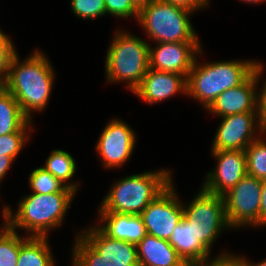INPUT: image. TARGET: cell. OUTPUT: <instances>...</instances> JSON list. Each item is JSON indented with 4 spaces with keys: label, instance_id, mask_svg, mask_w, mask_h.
Returning a JSON list of instances; mask_svg holds the SVG:
<instances>
[{
    "label": "cell",
    "instance_id": "20",
    "mask_svg": "<svg viewBox=\"0 0 266 266\" xmlns=\"http://www.w3.org/2000/svg\"><path fill=\"white\" fill-rule=\"evenodd\" d=\"M49 240L50 237L26 236L21 233L17 266H56Z\"/></svg>",
    "mask_w": 266,
    "mask_h": 266
},
{
    "label": "cell",
    "instance_id": "37",
    "mask_svg": "<svg viewBox=\"0 0 266 266\" xmlns=\"http://www.w3.org/2000/svg\"><path fill=\"white\" fill-rule=\"evenodd\" d=\"M198 266H239L230 256L226 258H217L214 261L204 263Z\"/></svg>",
    "mask_w": 266,
    "mask_h": 266
},
{
    "label": "cell",
    "instance_id": "8",
    "mask_svg": "<svg viewBox=\"0 0 266 266\" xmlns=\"http://www.w3.org/2000/svg\"><path fill=\"white\" fill-rule=\"evenodd\" d=\"M262 180L246 174L223 195L229 226L233 230L260 229Z\"/></svg>",
    "mask_w": 266,
    "mask_h": 266
},
{
    "label": "cell",
    "instance_id": "15",
    "mask_svg": "<svg viewBox=\"0 0 266 266\" xmlns=\"http://www.w3.org/2000/svg\"><path fill=\"white\" fill-rule=\"evenodd\" d=\"M257 82L252 73L242 84L225 90L205 110L217 118L258 111Z\"/></svg>",
    "mask_w": 266,
    "mask_h": 266
},
{
    "label": "cell",
    "instance_id": "23",
    "mask_svg": "<svg viewBox=\"0 0 266 266\" xmlns=\"http://www.w3.org/2000/svg\"><path fill=\"white\" fill-rule=\"evenodd\" d=\"M247 174L259 180L266 179V130L246 148Z\"/></svg>",
    "mask_w": 266,
    "mask_h": 266
},
{
    "label": "cell",
    "instance_id": "12",
    "mask_svg": "<svg viewBox=\"0 0 266 266\" xmlns=\"http://www.w3.org/2000/svg\"><path fill=\"white\" fill-rule=\"evenodd\" d=\"M216 161L215 167L207 171L201 187L211 194L223 196L246 174L245 150L210 151Z\"/></svg>",
    "mask_w": 266,
    "mask_h": 266
},
{
    "label": "cell",
    "instance_id": "13",
    "mask_svg": "<svg viewBox=\"0 0 266 266\" xmlns=\"http://www.w3.org/2000/svg\"><path fill=\"white\" fill-rule=\"evenodd\" d=\"M202 47V42L151 43L149 68L188 77Z\"/></svg>",
    "mask_w": 266,
    "mask_h": 266
},
{
    "label": "cell",
    "instance_id": "35",
    "mask_svg": "<svg viewBox=\"0 0 266 266\" xmlns=\"http://www.w3.org/2000/svg\"><path fill=\"white\" fill-rule=\"evenodd\" d=\"M261 192L260 229H263L266 227V179L262 180Z\"/></svg>",
    "mask_w": 266,
    "mask_h": 266
},
{
    "label": "cell",
    "instance_id": "21",
    "mask_svg": "<svg viewBox=\"0 0 266 266\" xmlns=\"http://www.w3.org/2000/svg\"><path fill=\"white\" fill-rule=\"evenodd\" d=\"M19 129H35L20 109L19 103L4 87L0 91V136L15 133Z\"/></svg>",
    "mask_w": 266,
    "mask_h": 266
},
{
    "label": "cell",
    "instance_id": "5",
    "mask_svg": "<svg viewBox=\"0 0 266 266\" xmlns=\"http://www.w3.org/2000/svg\"><path fill=\"white\" fill-rule=\"evenodd\" d=\"M119 28L114 30L106 50L105 82L125 83V88L133 93L149 70V43L132 31Z\"/></svg>",
    "mask_w": 266,
    "mask_h": 266
},
{
    "label": "cell",
    "instance_id": "26",
    "mask_svg": "<svg viewBox=\"0 0 266 266\" xmlns=\"http://www.w3.org/2000/svg\"><path fill=\"white\" fill-rule=\"evenodd\" d=\"M34 129H19L15 133L0 136V156L6 155L12 157L15 161L20 153L24 150L26 144L29 143L31 133Z\"/></svg>",
    "mask_w": 266,
    "mask_h": 266
},
{
    "label": "cell",
    "instance_id": "25",
    "mask_svg": "<svg viewBox=\"0 0 266 266\" xmlns=\"http://www.w3.org/2000/svg\"><path fill=\"white\" fill-rule=\"evenodd\" d=\"M193 225L195 238H197L210 252H212L215 243L225 231H233L228 223H203L187 221Z\"/></svg>",
    "mask_w": 266,
    "mask_h": 266
},
{
    "label": "cell",
    "instance_id": "31",
    "mask_svg": "<svg viewBox=\"0 0 266 266\" xmlns=\"http://www.w3.org/2000/svg\"><path fill=\"white\" fill-rule=\"evenodd\" d=\"M265 69L266 64H264L261 60L258 61L255 59L252 73L254 74V77L256 79L257 87H260L259 89H257L258 111L261 123L266 129V79H263L264 74H266Z\"/></svg>",
    "mask_w": 266,
    "mask_h": 266
},
{
    "label": "cell",
    "instance_id": "2",
    "mask_svg": "<svg viewBox=\"0 0 266 266\" xmlns=\"http://www.w3.org/2000/svg\"><path fill=\"white\" fill-rule=\"evenodd\" d=\"M203 48L187 77L186 97L194 99L205 111L218 95L239 86L252 74L255 59L232 58L210 62L203 59L201 62V55H205Z\"/></svg>",
    "mask_w": 266,
    "mask_h": 266
},
{
    "label": "cell",
    "instance_id": "22",
    "mask_svg": "<svg viewBox=\"0 0 266 266\" xmlns=\"http://www.w3.org/2000/svg\"><path fill=\"white\" fill-rule=\"evenodd\" d=\"M71 153L62 149H52L49 156L41 166L51 173L66 187L71 188L76 193L80 190V181L73 180L77 171V162ZM73 180V181H72Z\"/></svg>",
    "mask_w": 266,
    "mask_h": 266
},
{
    "label": "cell",
    "instance_id": "14",
    "mask_svg": "<svg viewBox=\"0 0 266 266\" xmlns=\"http://www.w3.org/2000/svg\"><path fill=\"white\" fill-rule=\"evenodd\" d=\"M187 96V77L149 68L141 85L133 92L137 98L152 106L176 95Z\"/></svg>",
    "mask_w": 266,
    "mask_h": 266
},
{
    "label": "cell",
    "instance_id": "27",
    "mask_svg": "<svg viewBox=\"0 0 266 266\" xmlns=\"http://www.w3.org/2000/svg\"><path fill=\"white\" fill-rule=\"evenodd\" d=\"M21 234L10 229L0 240V266H17Z\"/></svg>",
    "mask_w": 266,
    "mask_h": 266
},
{
    "label": "cell",
    "instance_id": "18",
    "mask_svg": "<svg viewBox=\"0 0 266 266\" xmlns=\"http://www.w3.org/2000/svg\"><path fill=\"white\" fill-rule=\"evenodd\" d=\"M183 218L203 223H228L223 196L206 192L202 187L185 203L182 201Z\"/></svg>",
    "mask_w": 266,
    "mask_h": 266
},
{
    "label": "cell",
    "instance_id": "11",
    "mask_svg": "<svg viewBox=\"0 0 266 266\" xmlns=\"http://www.w3.org/2000/svg\"><path fill=\"white\" fill-rule=\"evenodd\" d=\"M266 129L259 112H246L220 117V123L211 141L210 151L245 150Z\"/></svg>",
    "mask_w": 266,
    "mask_h": 266
},
{
    "label": "cell",
    "instance_id": "10",
    "mask_svg": "<svg viewBox=\"0 0 266 266\" xmlns=\"http://www.w3.org/2000/svg\"><path fill=\"white\" fill-rule=\"evenodd\" d=\"M175 182L158 195L140 214L148 235L169 240L183 218L182 200Z\"/></svg>",
    "mask_w": 266,
    "mask_h": 266
},
{
    "label": "cell",
    "instance_id": "7",
    "mask_svg": "<svg viewBox=\"0 0 266 266\" xmlns=\"http://www.w3.org/2000/svg\"><path fill=\"white\" fill-rule=\"evenodd\" d=\"M89 224L76 230L71 249L84 266H140L136 244L109 237L96 224Z\"/></svg>",
    "mask_w": 266,
    "mask_h": 266
},
{
    "label": "cell",
    "instance_id": "19",
    "mask_svg": "<svg viewBox=\"0 0 266 266\" xmlns=\"http://www.w3.org/2000/svg\"><path fill=\"white\" fill-rule=\"evenodd\" d=\"M140 266H188L166 239L146 235L137 244Z\"/></svg>",
    "mask_w": 266,
    "mask_h": 266
},
{
    "label": "cell",
    "instance_id": "16",
    "mask_svg": "<svg viewBox=\"0 0 266 266\" xmlns=\"http://www.w3.org/2000/svg\"><path fill=\"white\" fill-rule=\"evenodd\" d=\"M170 245L176 250L179 256L188 266H198L214 261L217 258L229 257L233 252L222 250L212 257V253L197 239L193 231V225L184 218L173 230Z\"/></svg>",
    "mask_w": 266,
    "mask_h": 266
},
{
    "label": "cell",
    "instance_id": "28",
    "mask_svg": "<svg viewBox=\"0 0 266 266\" xmlns=\"http://www.w3.org/2000/svg\"><path fill=\"white\" fill-rule=\"evenodd\" d=\"M69 4L76 18L89 21L106 17L105 0H70Z\"/></svg>",
    "mask_w": 266,
    "mask_h": 266
},
{
    "label": "cell",
    "instance_id": "30",
    "mask_svg": "<svg viewBox=\"0 0 266 266\" xmlns=\"http://www.w3.org/2000/svg\"><path fill=\"white\" fill-rule=\"evenodd\" d=\"M10 35L0 29V80L5 81L11 61L18 53L14 41Z\"/></svg>",
    "mask_w": 266,
    "mask_h": 266
},
{
    "label": "cell",
    "instance_id": "32",
    "mask_svg": "<svg viewBox=\"0 0 266 266\" xmlns=\"http://www.w3.org/2000/svg\"><path fill=\"white\" fill-rule=\"evenodd\" d=\"M177 7L183 8L193 13H198L202 9L209 8L211 6V0H163Z\"/></svg>",
    "mask_w": 266,
    "mask_h": 266
},
{
    "label": "cell",
    "instance_id": "34",
    "mask_svg": "<svg viewBox=\"0 0 266 266\" xmlns=\"http://www.w3.org/2000/svg\"><path fill=\"white\" fill-rule=\"evenodd\" d=\"M14 162L15 160L10 156H0V186L5 177H7V174H9L8 172L11 167H13L12 165H14Z\"/></svg>",
    "mask_w": 266,
    "mask_h": 266
},
{
    "label": "cell",
    "instance_id": "36",
    "mask_svg": "<svg viewBox=\"0 0 266 266\" xmlns=\"http://www.w3.org/2000/svg\"><path fill=\"white\" fill-rule=\"evenodd\" d=\"M1 209V219L3 220L2 224H0V240L4 237V235L11 229L10 217L8 213V204L2 205Z\"/></svg>",
    "mask_w": 266,
    "mask_h": 266
},
{
    "label": "cell",
    "instance_id": "38",
    "mask_svg": "<svg viewBox=\"0 0 266 266\" xmlns=\"http://www.w3.org/2000/svg\"><path fill=\"white\" fill-rule=\"evenodd\" d=\"M240 1H242L243 3H248L249 5L251 4V5H255V4H265L266 3V0H240Z\"/></svg>",
    "mask_w": 266,
    "mask_h": 266
},
{
    "label": "cell",
    "instance_id": "9",
    "mask_svg": "<svg viewBox=\"0 0 266 266\" xmlns=\"http://www.w3.org/2000/svg\"><path fill=\"white\" fill-rule=\"evenodd\" d=\"M102 128L95 144V151L102 167L119 170L129 162L137 145V133L119 117L109 119Z\"/></svg>",
    "mask_w": 266,
    "mask_h": 266
},
{
    "label": "cell",
    "instance_id": "29",
    "mask_svg": "<svg viewBox=\"0 0 266 266\" xmlns=\"http://www.w3.org/2000/svg\"><path fill=\"white\" fill-rule=\"evenodd\" d=\"M106 15L117 19H138L139 8L132 0H105Z\"/></svg>",
    "mask_w": 266,
    "mask_h": 266
},
{
    "label": "cell",
    "instance_id": "33",
    "mask_svg": "<svg viewBox=\"0 0 266 266\" xmlns=\"http://www.w3.org/2000/svg\"><path fill=\"white\" fill-rule=\"evenodd\" d=\"M230 257L239 265V266H266V258L261 261H251V259L245 255L232 253Z\"/></svg>",
    "mask_w": 266,
    "mask_h": 266
},
{
    "label": "cell",
    "instance_id": "40",
    "mask_svg": "<svg viewBox=\"0 0 266 266\" xmlns=\"http://www.w3.org/2000/svg\"><path fill=\"white\" fill-rule=\"evenodd\" d=\"M3 83H4V82H3L2 80H0V91H1V89L4 87V86H3Z\"/></svg>",
    "mask_w": 266,
    "mask_h": 266
},
{
    "label": "cell",
    "instance_id": "17",
    "mask_svg": "<svg viewBox=\"0 0 266 266\" xmlns=\"http://www.w3.org/2000/svg\"><path fill=\"white\" fill-rule=\"evenodd\" d=\"M96 224L107 236L138 244L146 235L140 215L124 213H96ZM97 222V223H96Z\"/></svg>",
    "mask_w": 266,
    "mask_h": 266
},
{
    "label": "cell",
    "instance_id": "4",
    "mask_svg": "<svg viewBox=\"0 0 266 266\" xmlns=\"http://www.w3.org/2000/svg\"><path fill=\"white\" fill-rule=\"evenodd\" d=\"M76 195V192L25 194L15 210L8 205L11 229L23 230L26 236L49 237V232L62 227Z\"/></svg>",
    "mask_w": 266,
    "mask_h": 266
},
{
    "label": "cell",
    "instance_id": "1",
    "mask_svg": "<svg viewBox=\"0 0 266 266\" xmlns=\"http://www.w3.org/2000/svg\"><path fill=\"white\" fill-rule=\"evenodd\" d=\"M21 59L19 53L13 57L3 86L19 103L23 113L34 121L36 112L48 108L57 74L43 50L35 48Z\"/></svg>",
    "mask_w": 266,
    "mask_h": 266
},
{
    "label": "cell",
    "instance_id": "6",
    "mask_svg": "<svg viewBox=\"0 0 266 266\" xmlns=\"http://www.w3.org/2000/svg\"><path fill=\"white\" fill-rule=\"evenodd\" d=\"M193 14L163 0H152L139 10L136 23L143 29L149 44L201 42L191 21Z\"/></svg>",
    "mask_w": 266,
    "mask_h": 266
},
{
    "label": "cell",
    "instance_id": "3",
    "mask_svg": "<svg viewBox=\"0 0 266 266\" xmlns=\"http://www.w3.org/2000/svg\"><path fill=\"white\" fill-rule=\"evenodd\" d=\"M173 169L167 167L120 177L99 203L97 213L140 215L174 179Z\"/></svg>",
    "mask_w": 266,
    "mask_h": 266
},
{
    "label": "cell",
    "instance_id": "24",
    "mask_svg": "<svg viewBox=\"0 0 266 266\" xmlns=\"http://www.w3.org/2000/svg\"><path fill=\"white\" fill-rule=\"evenodd\" d=\"M28 186L31 192L39 194H50L54 192H75L66 187L51 173L43 167H37L31 170L28 177Z\"/></svg>",
    "mask_w": 266,
    "mask_h": 266
},
{
    "label": "cell",
    "instance_id": "39",
    "mask_svg": "<svg viewBox=\"0 0 266 266\" xmlns=\"http://www.w3.org/2000/svg\"><path fill=\"white\" fill-rule=\"evenodd\" d=\"M71 266H84L72 253H71Z\"/></svg>",
    "mask_w": 266,
    "mask_h": 266
}]
</instances>
